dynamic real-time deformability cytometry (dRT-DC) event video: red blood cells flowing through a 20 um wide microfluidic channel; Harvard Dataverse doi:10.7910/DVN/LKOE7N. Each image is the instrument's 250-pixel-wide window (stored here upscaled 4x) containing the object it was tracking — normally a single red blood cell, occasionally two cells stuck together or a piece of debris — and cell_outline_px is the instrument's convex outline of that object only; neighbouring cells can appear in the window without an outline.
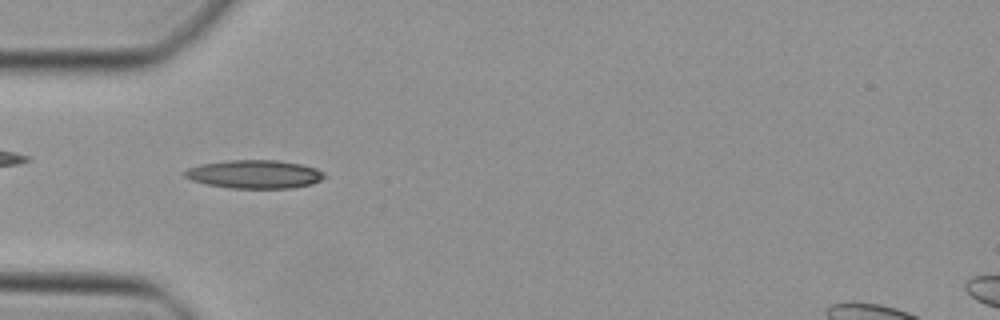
{"species": "Egyptian fruit bat (a non-hibernating species)", "species_latin": "Rousettus aegyptiacus", "temperature_condition": "cold", "stored_images_in_passage": 39, "camera_frame_rate_fps": 3000, "um_per_image_px": 0.085, "animal": {"sex": "female"}, "frame": {"image": 1, "passage_image": 7, "time_ms": 2.0, "image_size_px": [1000, 320], "cell_outline_px": [[328, 176], [312, 184], [292, 188], [228, 188], [208, 184], [192, 180], [184, 176], [184, 172], [188, 168], [200, 164], [228, 160], [276, 160], [300, 164], [316, 168], [324, 172]], "centroid_in_image_um": [21.66, 14.81], "position_along_channel_um": 63.3, "area_um2": 23.12}}
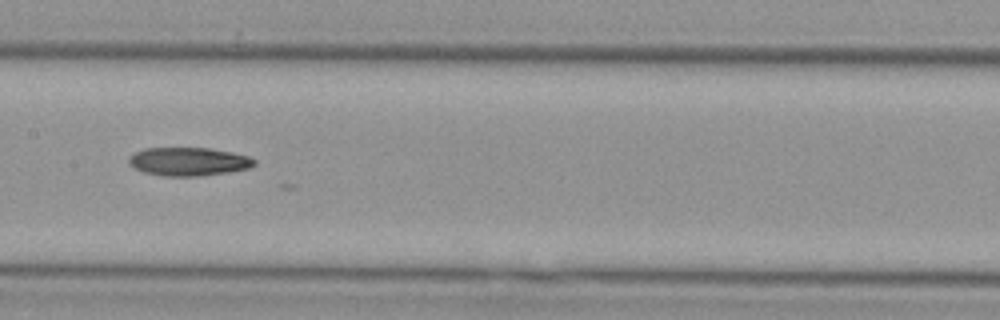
{"frame": {"image": 2, "passage_image": 16, "time_ms": 5.0, "image_size_px": [1000, 320], "cell_outline_px": [[256, 164], [248, 168], [228, 172], [200, 176], [160, 176], [144, 172], [132, 168], [128, 164], [128, 156], [144, 148], [212, 148], [232, 152], [248, 156], [256, 160]], "centroid_in_image_um": [15.99, 13.73], "position_along_channel_um": 191.4, "area_um2": 20.98}}
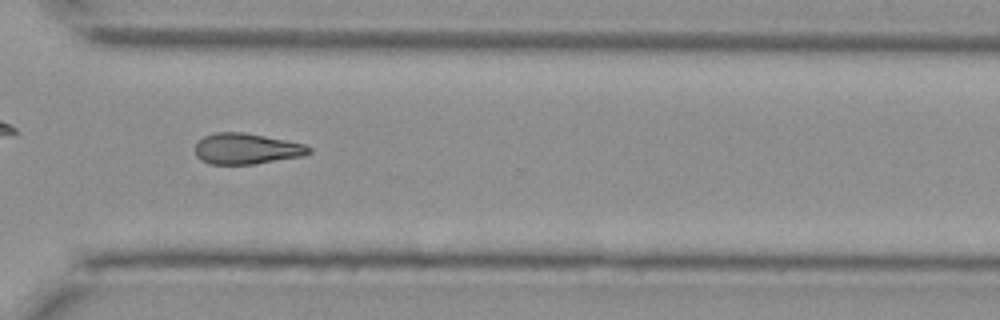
{"frame": {"image": 3, "passage_image": 27, "time_ms": 8.667, "image_size_px": [1000, 320], "cell_outline_px": [[312, 152], [304, 156], [256, 164], [208, 164], [200, 160], [196, 156], [196, 144], [204, 136], [216, 132], [244, 132], [304, 144], [312, 148]], "centroid_in_image_um": [20.96, 12.65], "position_along_channel_um": 349.6, "area_um2": 20.52}}